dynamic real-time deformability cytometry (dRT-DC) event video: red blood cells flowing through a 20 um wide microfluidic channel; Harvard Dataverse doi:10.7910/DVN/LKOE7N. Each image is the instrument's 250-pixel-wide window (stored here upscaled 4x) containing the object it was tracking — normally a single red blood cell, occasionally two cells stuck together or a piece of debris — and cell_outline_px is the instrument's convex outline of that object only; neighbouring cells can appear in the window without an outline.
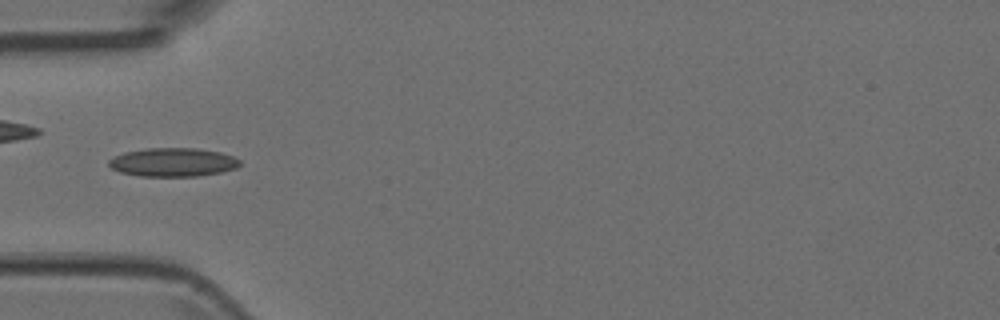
{"species": "Egyptian fruit bat (a non-hibernating species)", "species_latin": "Rousettus aegyptiacus", "temperature_condition": "room temperature", "stored_images_in_passage": 5, "camera_frame_rate_fps": 3000, "um_per_image_px": 0.085, "animal": {"sex": "female"}, "frame": {"image": 1, "passage_image": 4, "time_ms": 1.0, "image_size_px": [1000, 320], "cell_outline_px": [[240, 164], [236, 168], [220, 172], [196, 176], [140, 176], [120, 172], [112, 168], [108, 164], [108, 160], [112, 156], [124, 152], [148, 148], [196, 148], [220, 152], [232, 156], [240, 160]], "centroid_in_image_um": [14.67, 13.78], "position_along_channel_um": 70.3, "area_um2": 21.85}}
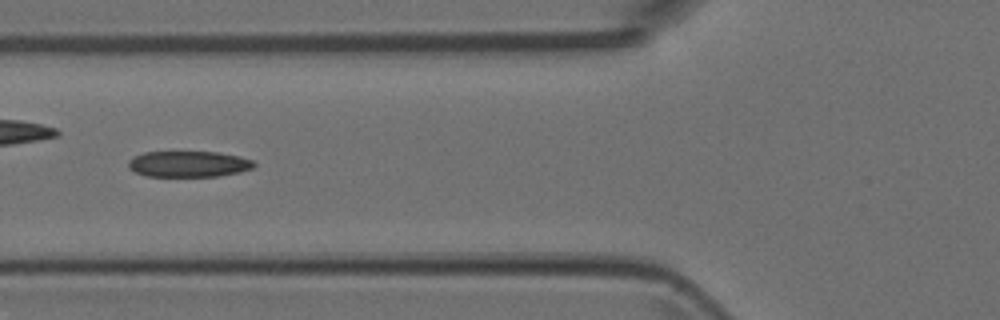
{"frame": {"image": 2, "passage_image": 5, "time_ms": 1.333, "image_size_px": [1000, 320], "cell_outline_px": [[256, 164], [252, 168], [240, 172], [216, 176], [148, 176], [136, 172], [128, 168], [128, 160], [132, 156], [144, 152], [216, 152], [240, 156], [252, 160]], "centroid_in_image_um": [16.01, 13.93], "position_along_channel_um": 109.8, "area_um2": 19.02}}